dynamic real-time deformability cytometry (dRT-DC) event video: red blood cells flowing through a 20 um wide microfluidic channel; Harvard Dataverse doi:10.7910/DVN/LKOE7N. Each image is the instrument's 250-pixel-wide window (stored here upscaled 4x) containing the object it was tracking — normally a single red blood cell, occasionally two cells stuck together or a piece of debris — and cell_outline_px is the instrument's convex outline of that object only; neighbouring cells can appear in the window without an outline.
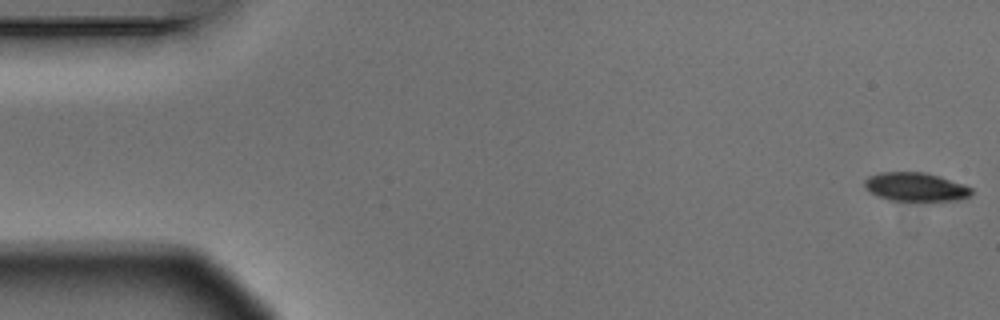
{"species": "Egyptian fruit bat (a non-hibernating species)", "species_latin": "Rousettus aegyptiacus", "temperature_condition": "warm", "stored_images_in_passage": 6, "camera_frame_rate_fps": 3000, "um_per_image_px": 0.085, "animal": {"sex": "male"}, "frame": {"image": 1, "passage_image": 1, "time_ms": 0.0, "image_size_px": [1000, 320], "cell_outline_px": [[972, 192], [968, 196], [960, 200], [928, 204], [888, 200], [868, 192], [864, 188], [864, 180], [868, 176], [880, 172], [924, 172], [940, 176], [964, 184], [972, 188]], "centroid_in_image_um": [77.83, 15.94], "position_along_channel_um": 7.2, "area_um2": 18.96}}
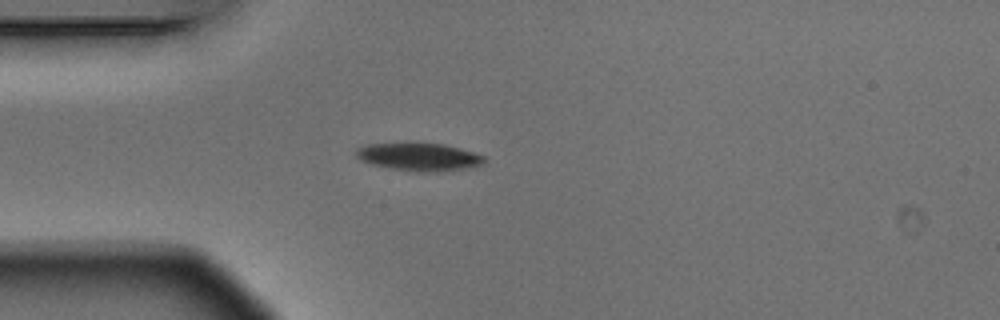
{"frame": {"image": 2, "passage_image": 5, "time_ms": 1.333, "image_size_px": [1000, 320], "cell_outline_px": [[484, 164], [464, 168], [436, 172], [416, 172], [388, 168], [372, 164], [356, 156], [356, 148], [368, 144], [444, 144], [460, 148], [484, 156]], "centroid_in_image_um": [35.63, 13.35], "position_along_channel_um": 49.4, "area_um2": 20.35}}